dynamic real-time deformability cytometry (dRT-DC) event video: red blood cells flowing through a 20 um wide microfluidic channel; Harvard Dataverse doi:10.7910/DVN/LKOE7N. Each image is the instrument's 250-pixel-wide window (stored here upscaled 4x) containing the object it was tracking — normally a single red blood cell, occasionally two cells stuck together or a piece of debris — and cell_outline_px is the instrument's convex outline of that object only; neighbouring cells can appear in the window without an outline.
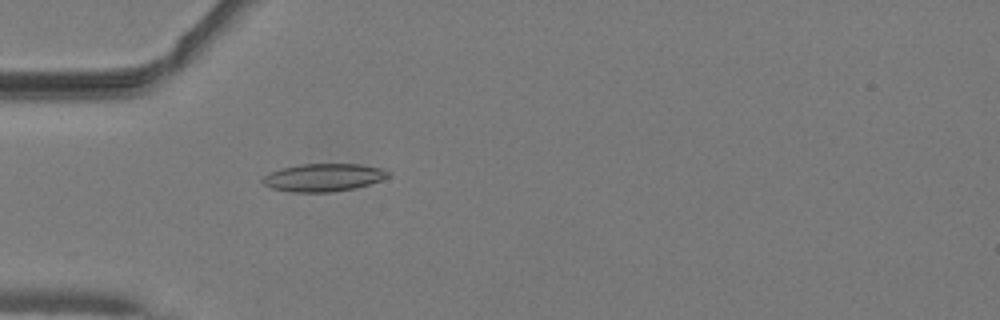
{"species": "common noctule bat (a hibernating species)", "species_latin": "Nyctalus noctula", "temperature_condition": "warm", "stored_images_in_passage": 52, "camera_frame_rate_fps": 3000, "um_per_image_px": 0.085, "animal": {"sex": "male", "body_mass_g": 19.2, "forearm_length_mm": 51.8}, "frame": {"image": 1, "passage_image": 17, "time_ms": 5.333, "image_size_px": [1000, 320], "cell_outline_px": [[392, 176], [356, 188], [332, 192], [292, 192], [272, 188], [264, 184], [260, 180], [264, 176], [272, 172], [284, 168], [300, 164], [360, 164], [384, 168], [392, 172]], "centroid_in_image_um": [27.56, 15.08], "position_along_channel_um": 57.4, "area_um2": 20.4}}
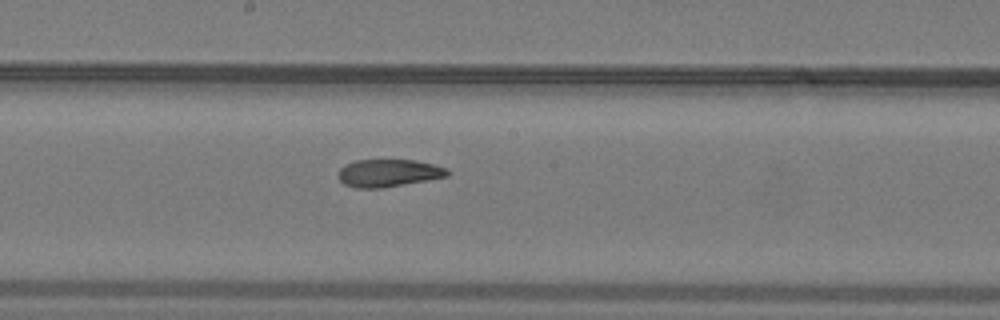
{"frame": {"image": 2, "passage_image": 29, "time_ms": 9.333, "image_size_px": [1000, 320], "cell_outline_px": [[448, 176], [384, 188], [356, 188], [344, 184], [336, 176], [340, 168], [344, 164], [356, 160], [416, 160], [448, 168]], "centroid_in_image_um": [32.98, 14.71], "position_along_channel_um": 215.2, "area_um2": 17.63}}
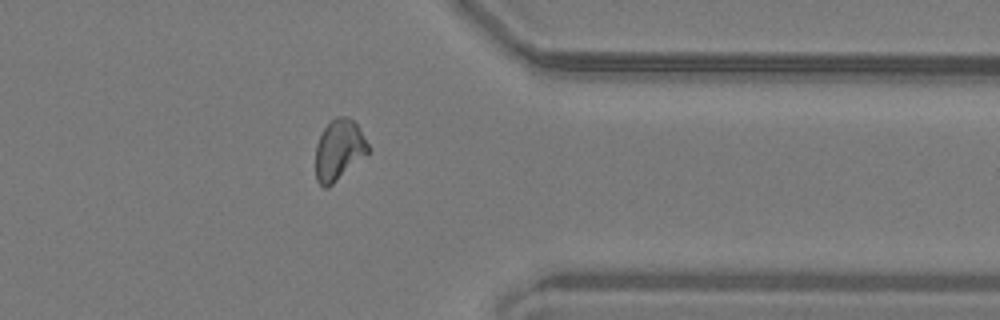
{"frame": {"image": 3, "passage_image": 42, "time_ms": 13.667, "image_size_px": [1000, 320], "cell_outline_px": [[372, 148], [368, 152], [328, 188], [324, 188], [316, 180], [316, 144], [324, 128], [336, 116], [348, 116], [356, 124]], "centroid_in_image_um": [28.81, 12.73], "position_along_channel_um": 382.6, "area_um2": 18.38}, "authors_computed_cell_mechanics": {"area_um2": 18.6405, "velocity_mm_per_s": 4.0846, "shape_relaxation_time_tau1_ms": null, "shape_relaxation_time_tau2_ms": 3.1892, "deformation_change_tau1": null, "deformation_change_tau2": 0.089}}